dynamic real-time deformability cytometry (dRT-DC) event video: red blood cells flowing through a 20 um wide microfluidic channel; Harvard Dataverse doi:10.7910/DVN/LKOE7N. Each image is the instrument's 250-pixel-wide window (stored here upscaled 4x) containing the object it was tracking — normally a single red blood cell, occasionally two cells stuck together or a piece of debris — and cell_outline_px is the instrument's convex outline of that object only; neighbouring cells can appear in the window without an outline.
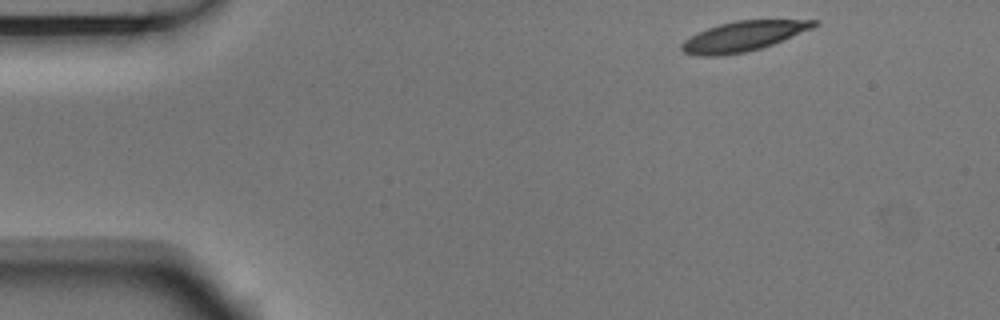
{"species": "Egyptian fruit bat (a non-hibernating species)", "species_latin": "Rousettus aegyptiacus", "temperature_condition": "room temperature", "stored_images_in_passage": 8, "camera_frame_rate_fps": 3000, "um_per_image_px": 0.085, "animal": {"sex": "male"}, "frame": {"image": 1, "passage_image": 1, "time_ms": 0.0, "image_size_px": [1000, 320], "cell_outline_px": [[820, 24], [812, 28], [772, 44], [760, 48], [744, 52], [720, 56], [696, 56], [684, 52], [680, 48], [680, 44], [684, 40], [708, 28], [720, 24], [736, 20], [816, 20]], "centroid_in_image_um": [63.14, 3.09], "position_along_channel_um": 21.9, "area_um2": 22.77}}
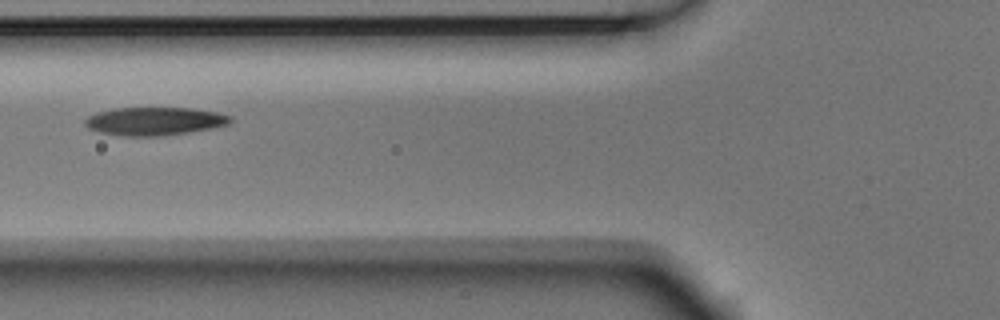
{"frame": {"image": 2, "passage_image": 5, "time_ms": 1.333, "image_size_px": [1000, 320], "cell_outline_px": [[232, 120], [228, 124], [212, 128], [188, 132], [160, 136], [124, 136], [100, 132], [88, 128], [84, 124], [84, 120], [88, 116], [96, 112], [112, 108], [192, 108], [216, 112], [228, 116]], "centroid_in_image_um": [13.08, 10.3], "position_along_channel_um": 112.7, "area_um2": 23.76}}
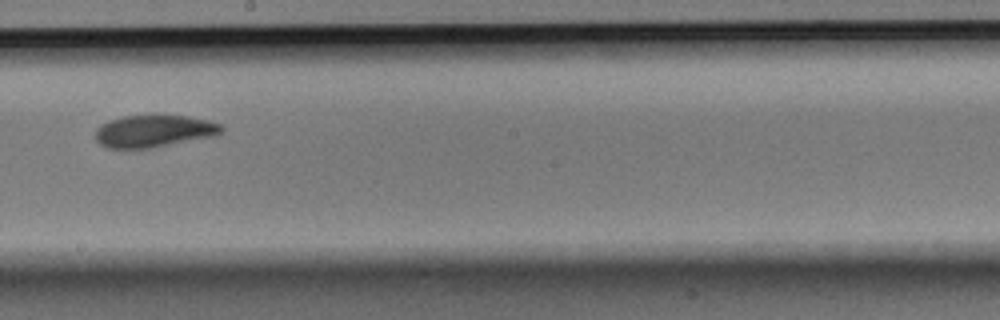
{"frame": {"image": 3, "passage_image": 8, "time_ms": 2.333, "image_size_px": [1000, 320], "cell_outline_px": [[224, 128], [216, 136], [152, 148], [108, 148], [100, 144], [96, 140], [96, 128], [100, 124], [124, 116], [164, 112], [188, 116], [208, 120], [220, 124]], "centroid_in_image_um": [13.11, 11.1], "position_along_channel_um": 235.1, "area_um2": 24.45}}